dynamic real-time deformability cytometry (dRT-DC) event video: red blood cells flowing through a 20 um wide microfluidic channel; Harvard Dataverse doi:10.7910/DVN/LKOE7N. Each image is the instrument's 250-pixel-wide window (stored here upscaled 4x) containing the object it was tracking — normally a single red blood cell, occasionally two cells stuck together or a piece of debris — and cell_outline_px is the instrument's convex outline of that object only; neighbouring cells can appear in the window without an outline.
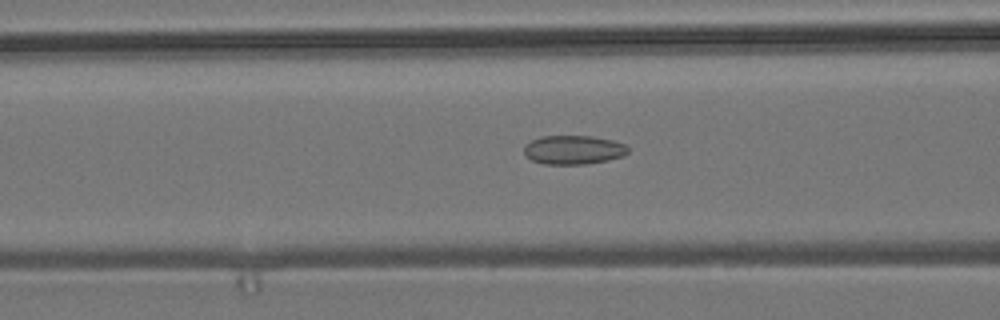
{"species": "common noctule bat (a hibernating species)", "species_latin": "Nyctalus noctula", "temperature_condition": "room temperature", "stored_images_in_passage": 55, "camera_frame_rate_fps": 3000, "um_per_image_px": 0.085, "animal": {"sex": "male", "body_mass_g": 19.2, "forearm_length_mm": 51.8}, "frame": {"image": 1, "passage_image": 22, "time_ms": 7.0, "image_size_px": [1000, 320], "cell_outline_px": [[628, 152], [624, 156], [608, 160], [588, 164], [544, 164], [532, 160], [524, 156], [524, 144], [540, 136], [592, 136], [612, 140], [624, 144], [628, 148]], "centroid_in_image_um": [48.72, 12.74], "position_along_channel_um": 117.9, "area_um2": 17.69}}
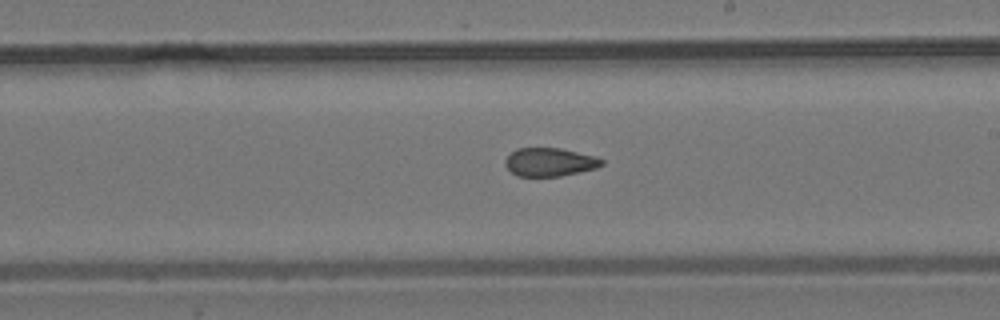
{"frame": {"image": 2, "passage_image": 32, "time_ms": 10.333, "image_size_px": [1000, 320], "cell_outline_px": [[604, 164], [596, 168], [560, 176], [516, 176], [504, 164], [504, 160], [516, 148], [560, 148], [596, 156], [604, 160]], "centroid_in_image_um": [46.73, 13.77], "position_along_channel_um": 242.3, "area_um2": 15.95}}
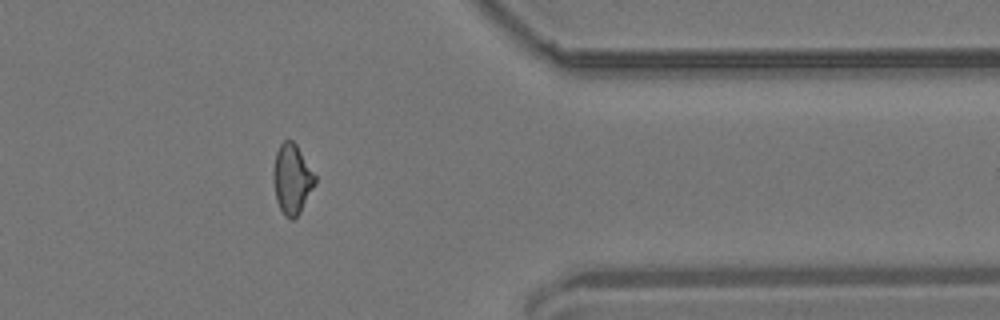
{"frame": {"image": 3, "passage_image": 45, "time_ms": 14.667, "image_size_px": [1000, 320], "cell_outline_px": [[316, 184], [300, 212], [292, 220], [288, 220], [284, 216], [276, 200], [272, 176], [272, 172], [276, 152], [280, 144], [284, 140], [292, 140], [296, 144], [316, 176]], "centroid_in_image_um": [24.81, 15.23], "position_along_channel_um": 386.6, "area_um2": 17.11}, "authors_computed_cell_mechanics": {"area_um2": 17.1666, "velocity_mm_per_s": 3.7309, "shape_relaxation_time_tau1_ms": null, "shape_relaxation_time_tau2_ms": 2.4323, "deformation_change_tau1": null, "deformation_change_tau2": 0.0846}}